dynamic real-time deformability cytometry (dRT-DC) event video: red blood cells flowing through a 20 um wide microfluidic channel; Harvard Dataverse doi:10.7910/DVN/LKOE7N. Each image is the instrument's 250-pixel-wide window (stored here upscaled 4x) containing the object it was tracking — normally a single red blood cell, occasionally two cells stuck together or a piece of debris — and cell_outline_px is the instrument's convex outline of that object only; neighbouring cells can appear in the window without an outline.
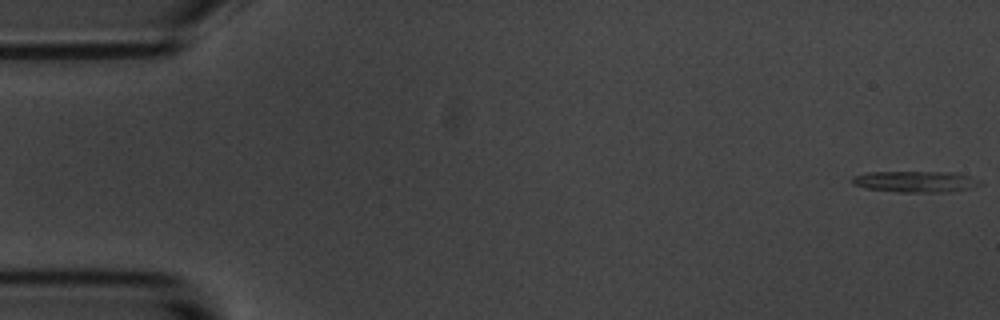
{"species": "common noctule bat (a hibernating species)", "species_latin": "Nyctalus noctula", "temperature_condition": "room temperature", "stored_images_in_passage": 11, "camera_frame_rate_fps": 3000, "um_per_image_px": 0.085, "animal": {"sex": "male", "body_mass_g": 20.1, "forearm_length_mm": 53.5}, "frame": {"image": 1, "passage_image": 1, "time_ms": 0.0, "image_size_px": [1000, 320], "cell_outline_px": [[984, 184], [968, 188], [948, 192], [896, 192], [868, 188], [852, 184], [852, 176], [868, 172], [952, 172], [968, 176], [980, 180]], "centroid_in_image_um": [77.81, 15.43], "position_along_channel_um": 7.2, "area_um2": 15.72}}
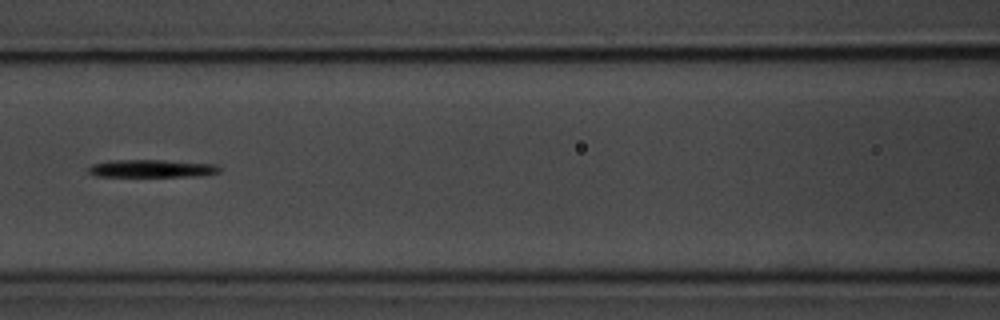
{"frame": {"image": 2, "passage_image": 7, "time_ms": 8.0, "image_size_px": [1000, 320], "cell_outline_px": [[220, 172], [200, 176], [96, 176], [88, 172], [88, 168], [92, 164], [108, 160], [164, 160], [216, 164], [220, 168]], "centroid_in_image_um": [12.9, 14.31], "position_along_channel_um": 153.7, "area_um2": 13.53}}
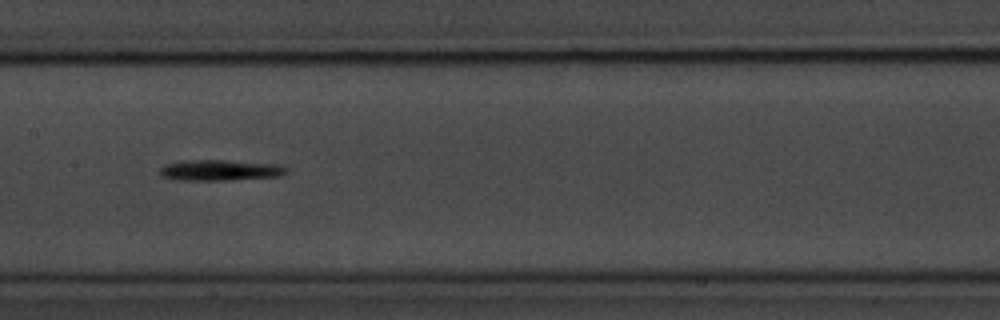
{"frame": {"image": 3, "passage_image": 8, "time_ms": 9.0, "image_size_px": [1000, 320], "cell_outline_px": [[288, 172], [280, 176], [232, 180], [176, 180], [160, 176], [160, 168], [164, 164], [180, 160], [228, 160], [276, 164], [288, 168]], "centroid_in_image_um": [18.67, 14.46], "position_along_channel_um": 188.7, "area_um2": 15.61}}